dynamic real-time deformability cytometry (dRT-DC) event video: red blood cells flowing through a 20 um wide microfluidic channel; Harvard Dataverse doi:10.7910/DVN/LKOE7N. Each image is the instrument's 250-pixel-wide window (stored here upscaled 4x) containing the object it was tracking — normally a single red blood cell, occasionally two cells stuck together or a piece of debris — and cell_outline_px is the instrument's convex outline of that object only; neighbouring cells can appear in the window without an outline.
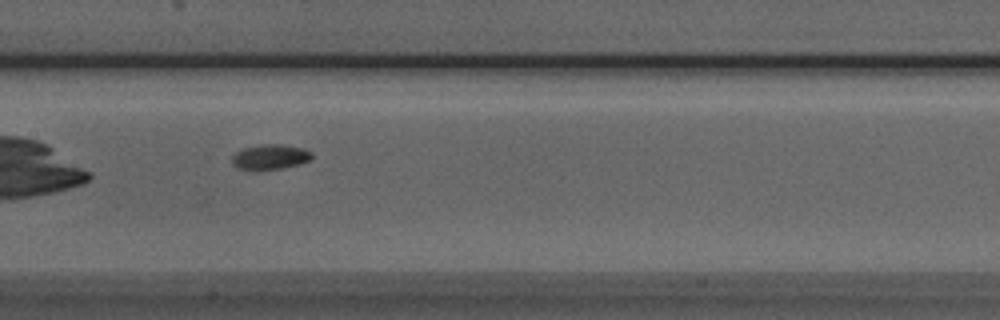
{"species": "Egyptian fruit bat (a non-hibernating species)", "species_latin": "Rousettus aegyptiacus", "temperature_condition": "room temperature", "stored_images_in_passage": 36, "camera_frame_rate_fps": 3000, "um_per_image_px": 0.085, "animal": {"sex": "male"}, "frame": {"image": 1, "passage_image": 9, "time_ms": 2.667, "image_size_px": [1000, 320], "cell_outline_px": [[312, 156], [308, 160], [296, 164], [280, 168], [236, 168], [232, 164], [232, 156], [236, 152], [244, 148], [260, 144], [284, 144], [304, 148], [312, 152]], "centroid_in_image_um": [22.96, 13.29], "position_along_channel_um": 184.4, "area_um2": 11.27}}
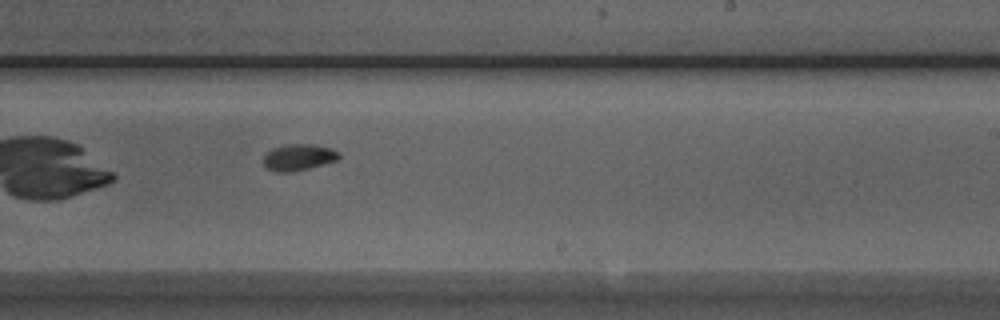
{"frame": {"image": 2, "passage_image": 15, "time_ms": 4.667, "image_size_px": [1000, 320], "cell_outline_px": [[340, 156], [336, 160], [308, 168], [292, 172], [276, 172], [268, 168], [264, 164], [264, 156], [272, 148], [288, 144], [316, 144], [332, 148], [340, 152]], "centroid_in_image_um": [25.4, 13.35], "position_along_channel_um": 263.6, "area_um2": 11.56}}
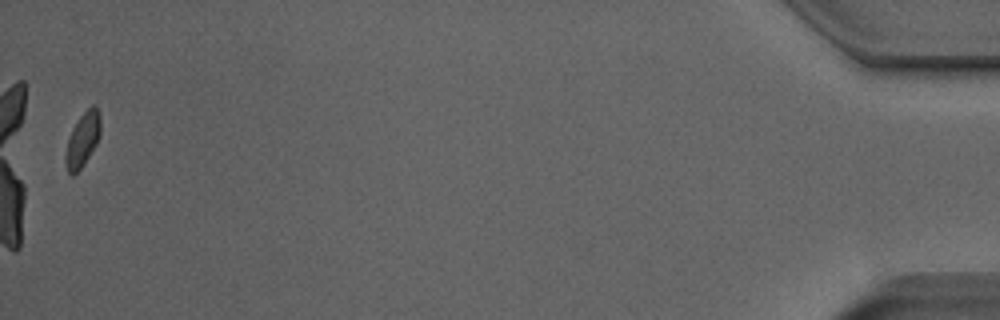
{"frame": {"image": 3, "passage_image": 35, "time_ms": 11.333, "image_size_px": [1000, 320], "cell_outline_px": [[100, 136], [96, 144], [84, 164], [72, 176], [68, 172], [64, 160], [64, 156], [68, 140], [72, 128], [80, 116], [92, 104], [96, 104], [100, 116]], "centroid_in_image_um": [7.02, 11.85], "position_along_channel_um": 428.2, "area_um2": 11.04}}